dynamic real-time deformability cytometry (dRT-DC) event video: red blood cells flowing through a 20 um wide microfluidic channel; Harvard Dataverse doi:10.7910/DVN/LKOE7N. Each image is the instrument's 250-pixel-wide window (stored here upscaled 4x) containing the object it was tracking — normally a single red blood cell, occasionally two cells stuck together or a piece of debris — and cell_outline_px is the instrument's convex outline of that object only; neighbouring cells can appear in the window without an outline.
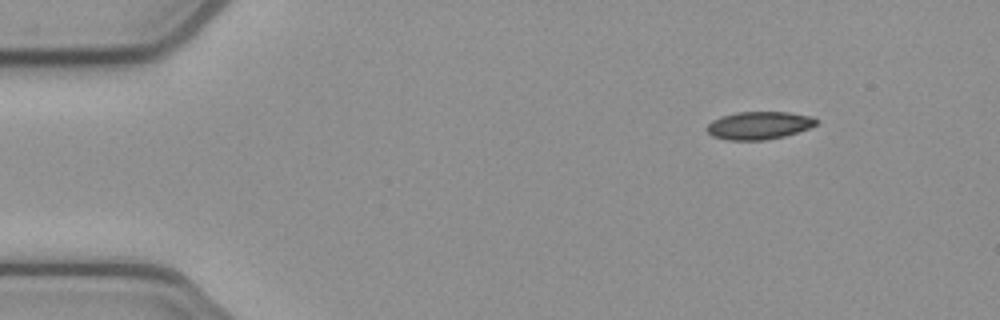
{"species": "common noctule bat (a hibernating species)", "species_latin": "Nyctalus noctula", "temperature_condition": "cold", "stored_images_in_passage": 47, "camera_frame_rate_fps": 3000, "um_per_image_px": 0.085, "animal": {"sex": "female", "body_mass_g": 21.9}, "frame": {"image": 1, "passage_image": 1, "time_ms": 0.0, "image_size_px": [1000, 320], "cell_outline_px": [[820, 120], [816, 124], [808, 128], [784, 136], [764, 140], [728, 140], [712, 136], [704, 128], [712, 120], [720, 116], [736, 112], [788, 112], [812, 116]], "centroid_in_image_um": [64.49, 10.65], "position_along_channel_um": 20.5, "area_um2": 17.8}}
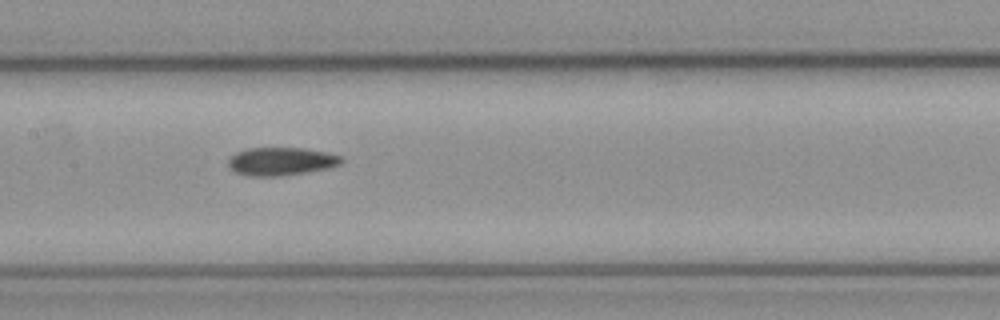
{"frame": {"image": 2, "passage_image": 20, "time_ms": 6.333, "image_size_px": [1000, 320], "cell_outline_px": [[344, 160], [340, 164], [328, 168], [308, 172], [280, 176], [248, 176], [236, 172], [228, 168], [228, 160], [236, 152], [248, 148], [304, 148], [344, 156]], "centroid_in_image_um": [23.9, 13.72], "position_along_channel_um": 183.5, "area_um2": 18.61}}
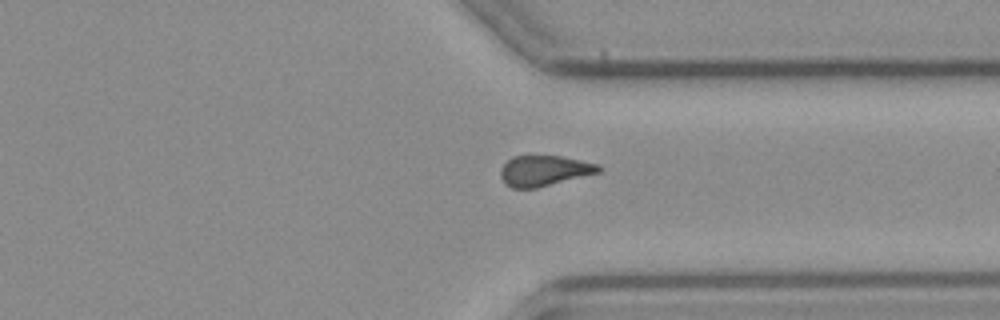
{"frame": {"image": 3, "passage_image": 34, "time_ms": 11.0, "image_size_px": [1000, 320], "cell_outline_px": [[604, 168], [600, 172], [536, 188], [512, 188], [504, 184], [500, 176], [500, 168], [512, 156], [560, 156], [600, 164]], "centroid_in_image_um": [46.25, 14.51], "position_along_channel_um": 365.1, "area_um2": 17.51}}